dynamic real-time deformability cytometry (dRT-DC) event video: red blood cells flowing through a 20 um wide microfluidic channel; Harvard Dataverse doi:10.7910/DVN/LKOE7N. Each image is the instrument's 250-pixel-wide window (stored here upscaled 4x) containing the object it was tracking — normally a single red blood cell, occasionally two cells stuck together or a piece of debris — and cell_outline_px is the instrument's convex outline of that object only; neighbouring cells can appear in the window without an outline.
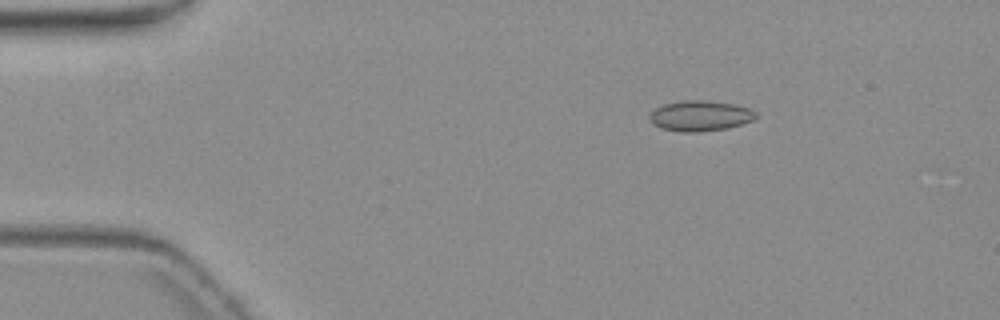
{"species": "common noctule bat (a hibernating species)", "species_latin": "Nyctalus noctula", "temperature_condition": "warm", "stored_images_in_passage": 3, "camera_frame_rate_fps": 3000, "um_per_image_px": 0.085, "animal": {"sex": "female", "body_mass_g": 19.3, "forearm_length_mm": 54.1}, "frame": {"image": 1, "passage_image": 1, "time_ms": 0.0, "image_size_px": [1000, 320], "cell_outline_px": [[756, 116], [752, 120], [728, 128], [696, 132], [680, 132], [660, 128], [652, 124], [648, 120], [648, 116], [656, 108], [664, 104], [680, 100], [708, 100], [732, 104], [748, 108], [756, 112]], "centroid_in_image_um": [59.45, 9.84], "position_along_channel_um": 25.5, "area_um2": 18.9}}